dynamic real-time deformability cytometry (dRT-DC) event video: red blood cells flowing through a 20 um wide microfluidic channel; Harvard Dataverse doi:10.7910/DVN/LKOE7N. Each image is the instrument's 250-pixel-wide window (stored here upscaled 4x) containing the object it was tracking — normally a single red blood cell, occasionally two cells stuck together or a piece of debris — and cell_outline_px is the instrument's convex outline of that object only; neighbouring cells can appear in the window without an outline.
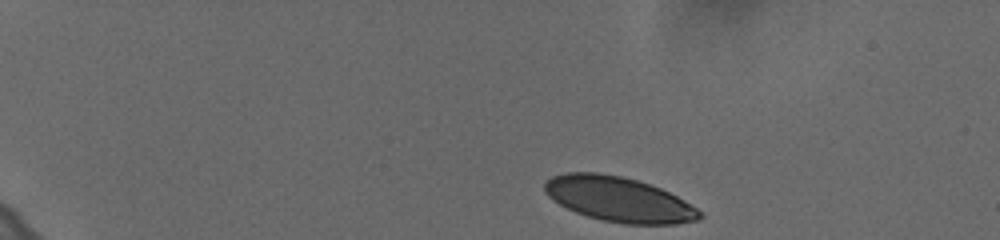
{"species": "human", "species_latin": "Homo sapiens", "temperature_condition": "cold", "stored_images_in_passage": 48, "camera_frame_rate_fps": 3000, "um_per_image_px": 0.085, "donor": {"sex": "female"}, "frame": {"image": 1, "passage_image": 1, "time_ms": 0.0, "image_size_px": [1000, 240], "cell_outline_px": [[704, 216], [700, 220], [676, 224], [624, 224], [604, 220], [588, 216], [576, 212], [552, 200], [544, 192], [544, 184], [552, 176], [564, 172], [600, 172], [620, 176], [636, 180], [660, 188], [684, 200], [696, 208]], "centroid_in_image_um": [52.59, 16.94], "position_along_channel_um": 32.4, "area_um2": 40.4}}
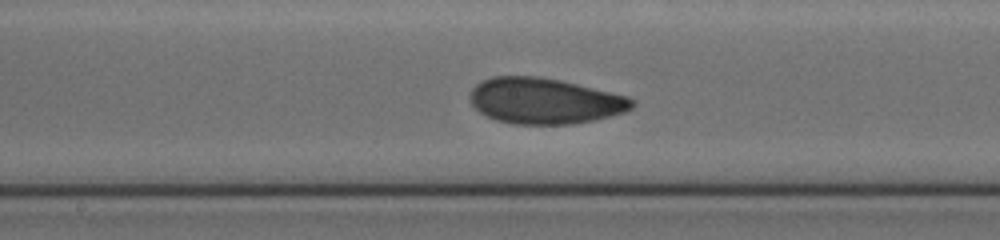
{"frame": {"image": 2, "passage_image": 24, "time_ms": 7.667, "image_size_px": [1000, 240], "cell_outline_px": [[636, 104], [632, 108], [624, 112], [592, 120], [572, 124], [512, 124], [496, 120], [480, 112], [472, 104], [472, 88], [476, 84], [492, 76], [540, 76], [560, 80], [628, 96], [636, 100]], "centroid_in_image_um": [46.32, 8.57], "position_along_channel_um": 201.9, "area_um2": 43.12}}
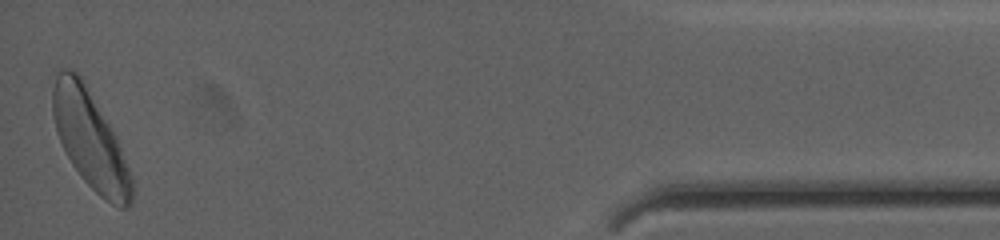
{"frame": {"image": 3, "passage_image": 48, "time_ms": 15.667, "image_size_px": [1000, 240], "cell_outline_px": [[136, 188], [132, 204], [128, 208], [120, 208], [104, 200], [80, 176], [72, 164], [56, 132], [52, 112], [52, 92], [56, 76], [60, 68], [68, 68], [76, 72], [84, 80], [116, 136]], "centroid_in_image_um": [7.69, 11.9], "position_along_channel_um": 427.5, "area_um2": 45.03}, "authors_computed_cell_mechanics": {"area_um2": 42.1651, "velocity_mm_per_s": 3.6003, "shape_relaxation_time_tau1_ms": 3.63, "shape_relaxation_time_tau2_ms": 2.3098, "deformation_change_tau1": 0.1223, "deformation_change_tau2": 0.0662}}